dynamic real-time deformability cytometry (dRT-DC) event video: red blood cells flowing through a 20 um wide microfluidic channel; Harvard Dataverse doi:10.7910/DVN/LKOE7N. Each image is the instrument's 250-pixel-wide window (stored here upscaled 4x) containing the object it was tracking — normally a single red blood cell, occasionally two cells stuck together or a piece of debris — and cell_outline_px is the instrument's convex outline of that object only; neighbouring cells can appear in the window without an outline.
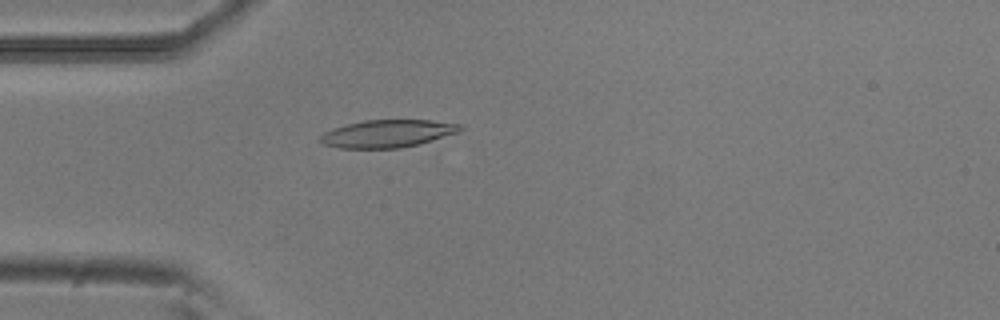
{"species": "common noctule bat (a hibernating species)", "species_latin": "Nyctalus noctula", "temperature_condition": "room temperature", "stored_images_in_passage": 44, "camera_frame_rate_fps": 3000, "um_per_image_px": 0.085, "animal": {"sex": "male", "body_mass_g": 20.5, "forearm_length_mm": 52.5}, "frame": {"image": 1, "passage_image": 6, "time_ms": 1.667, "image_size_px": [1000, 320], "cell_outline_px": [[464, 128], [460, 132], [420, 144], [400, 148], [340, 148], [324, 144], [316, 140], [324, 132], [332, 128], [364, 120], [432, 120], [464, 124]], "centroid_in_image_um": [32.98, 11.35], "position_along_channel_um": 52.0, "area_um2": 22.77}}
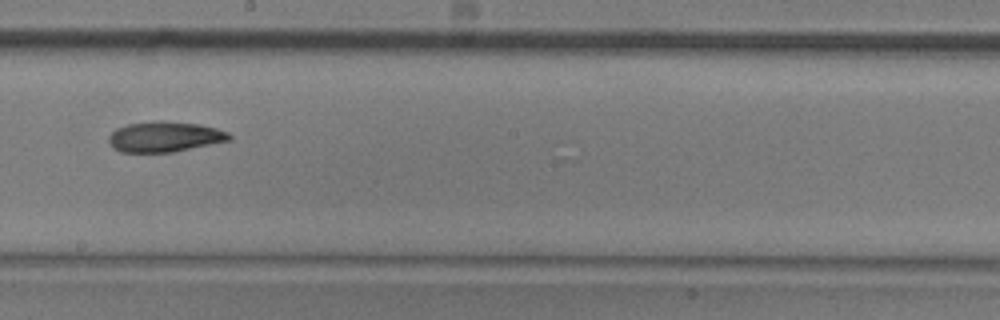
{"frame": {"image": 2, "passage_image": 21, "time_ms": 6.667, "image_size_px": [1000, 320], "cell_outline_px": [[232, 140], [172, 152], [120, 152], [108, 140], [108, 136], [116, 128], [128, 124], [152, 120], [156, 120], [200, 124], [216, 128], [228, 132], [232, 136]], "centroid_in_image_um": [14.02, 11.61], "position_along_channel_um": 234.2, "area_um2": 21.39}}
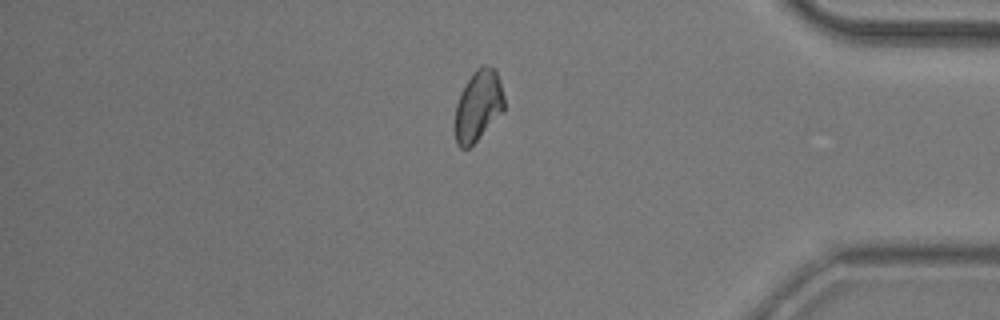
{"frame": {"image": 3, "passage_image": 36, "time_ms": 11.667, "image_size_px": [1000, 320], "cell_outline_px": [[504, 112], [468, 148], [460, 148], [456, 144], [452, 128], [456, 104], [460, 92], [476, 68], [480, 64], [484, 64], [496, 68], [500, 80], [504, 96]], "centroid_in_image_um": [40.62, 8.98], "position_along_channel_um": 394.6, "area_um2": 20.92}, "authors_computed_cell_mechanics": {"area_um2": 21.2126, "velocity_mm_per_s": 3.7858, "shape_relaxation_time_tau1_ms": 9.1229, "shape_relaxation_time_tau2_ms": 9.3229, "deformation_change_tau1": 0.1826, "deformation_change_tau2": 0.1506}}